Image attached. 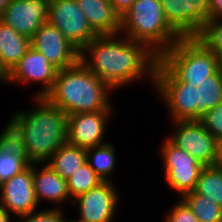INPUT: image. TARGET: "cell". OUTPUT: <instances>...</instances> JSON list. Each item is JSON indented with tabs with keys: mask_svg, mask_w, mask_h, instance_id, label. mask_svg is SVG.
I'll return each mask as SVG.
<instances>
[{
	"mask_svg": "<svg viewBox=\"0 0 222 222\" xmlns=\"http://www.w3.org/2000/svg\"><path fill=\"white\" fill-rule=\"evenodd\" d=\"M158 60L159 56L147 45L120 33L97 35L79 52V61L114 90L141 77L154 85Z\"/></svg>",
	"mask_w": 222,
	"mask_h": 222,
	"instance_id": "6da1fadb",
	"label": "cell"
},
{
	"mask_svg": "<svg viewBox=\"0 0 222 222\" xmlns=\"http://www.w3.org/2000/svg\"><path fill=\"white\" fill-rule=\"evenodd\" d=\"M36 108L14 112L9 122L21 135L32 163H45L67 141L68 115L45 97H35Z\"/></svg>",
	"mask_w": 222,
	"mask_h": 222,
	"instance_id": "7a4b0ae2",
	"label": "cell"
},
{
	"mask_svg": "<svg viewBox=\"0 0 222 222\" xmlns=\"http://www.w3.org/2000/svg\"><path fill=\"white\" fill-rule=\"evenodd\" d=\"M114 89L89 71L80 61L58 70L51 90L44 96L67 115L113 110L108 96ZM110 100V101H109Z\"/></svg>",
	"mask_w": 222,
	"mask_h": 222,
	"instance_id": "3957f363",
	"label": "cell"
},
{
	"mask_svg": "<svg viewBox=\"0 0 222 222\" xmlns=\"http://www.w3.org/2000/svg\"><path fill=\"white\" fill-rule=\"evenodd\" d=\"M120 34L160 56L182 37L168 24L160 0H135L121 17Z\"/></svg>",
	"mask_w": 222,
	"mask_h": 222,
	"instance_id": "277c9868",
	"label": "cell"
},
{
	"mask_svg": "<svg viewBox=\"0 0 222 222\" xmlns=\"http://www.w3.org/2000/svg\"><path fill=\"white\" fill-rule=\"evenodd\" d=\"M159 61L180 81L199 87L220 68L219 56L196 38H181L159 56Z\"/></svg>",
	"mask_w": 222,
	"mask_h": 222,
	"instance_id": "5b68a950",
	"label": "cell"
},
{
	"mask_svg": "<svg viewBox=\"0 0 222 222\" xmlns=\"http://www.w3.org/2000/svg\"><path fill=\"white\" fill-rule=\"evenodd\" d=\"M153 87L167 105L172 121L198 120V87L180 82L159 60Z\"/></svg>",
	"mask_w": 222,
	"mask_h": 222,
	"instance_id": "8992f818",
	"label": "cell"
},
{
	"mask_svg": "<svg viewBox=\"0 0 222 222\" xmlns=\"http://www.w3.org/2000/svg\"><path fill=\"white\" fill-rule=\"evenodd\" d=\"M175 133L167 139L175 146L190 154L203 166L217 165L220 142L214 138L199 120L172 121Z\"/></svg>",
	"mask_w": 222,
	"mask_h": 222,
	"instance_id": "52a82bcc",
	"label": "cell"
},
{
	"mask_svg": "<svg viewBox=\"0 0 222 222\" xmlns=\"http://www.w3.org/2000/svg\"><path fill=\"white\" fill-rule=\"evenodd\" d=\"M164 176L179 197L194 191L203 165L190 154L171 143L167 138L161 146Z\"/></svg>",
	"mask_w": 222,
	"mask_h": 222,
	"instance_id": "ba28073f",
	"label": "cell"
},
{
	"mask_svg": "<svg viewBox=\"0 0 222 222\" xmlns=\"http://www.w3.org/2000/svg\"><path fill=\"white\" fill-rule=\"evenodd\" d=\"M48 22L57 27L79 52L97 36L77 0H50Z\"/></svg>",
	"mask_w": 222,
	"mask_h": 222,
	"instance_id": "9c48e42d",
	"label": "cell"
},
{
	"mask_svg": "<svg viewBox=\"0 0 222 222\" xmlns=\"http://www.w3.org/2000/svg\"><path fill=\"white\" fill-rule=\"evenodd\" d=\"M168 24L182 37H195L209 20V0H160Z\"/></svg>",
	"mask_w": 222,
	"mask_h": 222,
	"instance_id": "30bf717a",
	"label": "cell"
},
{
	"mask_svg": "<svg viewBox=\"0 0 222 222\" xmlns=\"http://www.w3.org/2000/svg\"><path fill=\"white\" fill-rule=\"evenodd\" d=\"M119 193L111 181H103L95 188L72 200L78 206V222H113L119 209Z\"/></svg>",
	"mask_w": 222,
	"mask_h": 222,
	"instance_id": "8fae6325",
	"label": "cell"
},
{
	"mask_svg": "<svg viewBox=\"0 0 222 222\" xmlns=\"http://www.w3.org/2000/svg\"><path fill=\"white\" fill-rule=\"evenodd\" d=\"M0 208L11 215H28L39 206L33 185V163L0 185Z\"/></svg>",
	"mask_w": 222,
	"mask_h": 222,
	"instance_id": "7c38bea8",
	"label": "cell"
},
{
	"mask_svg": "<svg viewBox=\"0 0 222 222\" xmlns=\"http://www.w3.org/2000/svg\"><path fill=\"white\" fill-rule=\"evenodd\" d=\"M31 47L41 52L58 70L72 67L79 61V51L49 22L34 33Z\"/></svg>",
	"mask_w": 222,
	"mask_h": 222,
	"instance_id": "4fadbf2b",
	"label": "cell"
},
{
	"mask_svg": "<svg viewBox=\"0 0 222 222\" xmlns=\"http://www.w3.org/2000/svg\"><path fill=\"white\" fill-rule=\"evenodd\" d=\"M58 69L36 49L30 47L19 63L6 76L5 82L22 84L40 83L42 89L35 92V97H44L52 88Z\"/></svg>",
	"mask_w": 222,
	"mask_h": 222,
	"instance_id": "5bb4252c",
	"label": "cell"
},
{
	"mask_svg": "<svg viewBox=\"0 0 222 222\" xmlns=\"http://www.w3.org/2000/svg\"><path fill=\"white\" fill-rule=\"evenodd\" d=\"M49 11L50 0H11L0 20L31 39L48 22Z\"/></svg>",
	"mask_w": 222,
	"mask_h": 222,
	"instance_id": "9a60e30c",
	"label": "cell"
},
{
	"mask_svg": "<svg viewBox=\"0 0 222 222\" xmlns=\"http://www.w3.org/2000/svg\"><path fill=\"white\" fill-rule=\"evenodd\" d=\"M112 110L68 115L67 141L84 149L105 144L106 122Z\"/></svg>",
	"mask_w": 222,
	"mask_h": 222,
	"instance_id": "2e32d148",
	"label": "cell"
},
{
	"mask_svg": "<svg viewBox=\"0 0 222 222\" xmlns=\"http://www.w3.org/2000/svg\"><path fill=\"white\" fill-rule=\"evenodd\" d=\"M88 24L97 35H114L121 31V17L109 0H77Z\"/></svg>",
	"mask_w": 222,
	"mask_h": 222,
	"instance_id": "e0dca14e",
	"label": "cell"
},
{
	"mask_svg": "<svg viewBox=\"0 0 222 222\" xmlns=\"http://www.w3.org/2000/svg\"><path fill=\"white\" fill-rule=\"evenodd\" d=\"M37 165L42 166L39 171L36 168ZM33 185L38 203L46 199L50 203L61 204L71 198L67 181L60 177L47 163H33Z\"/></svg>",
	"mask_w": 222,
	"mask_h": 222,
	"instance_id": "ac0fdd59",
	"label": "cell"
},
{
	"mask_svg": "<svg viewBox=\"0 0 222 222\" xmlns=\"http://www.w3.org/2000/svg\"><path fill=\"white\" fill-rule=\"evenodd\" d=\"M31 47V39L0 20V71L7 76Z\"/></svg>",
	"mask_w": 222,
	"mask_h": 222,
	"instance_id": "d6986e66",
	"label": "cell"
},
{
	"mask_svg": "<svg viewBox=\"0 0 222 222\" xmlns=\"http://www.w3.org/2000/svg\"><path fill=\"white\" fill-rule=\"evenodd\" d=\"M85 162L86 149L67 142L45 163H47L60 177L67 180Z\"/></svg>",
	"mask_w": 222,
	"mask_h": 222,
	"instance_id": "ffe728a7",
	"label": "cell"
},
{
	"mask_svg": "<svg viewBox=\"0 0 222 222\" xmlns=\"http://www.w3.org/2000/svg\"><path fill=\"white\" fill-rule=\"evenodd\" d=\"M86 162L103 181H111L109 177L116 167L114 146L106 142L86 149Z\"/></svg>",
	"mask_w": 222,
	"mask_h": 222,
	"instance_id": "44dd1931",
	"label": "cell"
},
{
	"mask_svg": "<svg viewBox=\"0 0 222 222\" xmlns=\"http://www.w3.org/2000/svg\"><path fill=\"white\" fill-rule=\"evenodd\" d=\"M194 192L212 199L222 208V168L218 164L204 166Z\"/></svg>",
	"mask_w": 222,
	"mask_h": 222,
	"instance_id": "7402d4cb",
	"label": "cell"
},
{
	"mask_svg": "<svg viewBox=\"0 0 222 222\" xmlns=\"http://www.w3.org/2000/svg\"><path fill=\"white\" fill-rule=\"evenodd\" d=\"M181 199L188 205L199 222H222V208L212 199L194 191L186 193Z\"/></svg>",
	"mask_w": 222,
	"mask_h": 222,
	"instance_id": "603a6c76",
	"label": "cell"
},
{
	"mask_svg": "<svg viewBox=\"0 0 222 222\" xmlns=\"http://www.w3.org/2000/svg\"><path fill=\"white\" fill-rule=\"evenodd\" d=\"M198 120L209 109L222 103V67L198 87Z\"/></svg>",
	"mask_w": 222,
	"mask_h": 222,
	"instance_id": "cb8c5ba5",
	"label": "cell"
},
{
	"mask_svg": "<svg viewBox=\"0 0 222 222\" xmlns=\"http://www.w3.org/2000/svg\"><path fill=\"white\" fill-rule=\"evenodd\" d=\"M68 191L72 200L81 194L95 188L103 182L97 173L88 165L83 163L78 170L67 180Z\"/></svg>",
	"mask_w": 222,
	"mask_h": 222,
	"instance_id": "d4e9b609",
	"label": "cell"
},
{
	"mask_svg": "<svg viewBox=\"0 0 222 222\" xmlns=\"http://www.w3.org/2000/svg\"><path fill=\"white\" fill-rule=\"evenodd\" d=\"M194 38L206 49L218 54L222 67V20H207Z\"/></svg>",
	"mask_w": 222,
	"mask_h": 222,
	"instance_id": "484cf974",
	"label": "cell"
},
{
	"mask_svg": "<svg viewBox=\"0 0 222 222\" xmlns=\"http://www.w3.org/2000/svg\"><path fill=\"white\" fill-rule=\"evenodd\" d=\"M0 150L5 154L22 158L28 165L32 164L26 153L21 135L9 122L0 133Z\"/></svg>",
	"mask_w": 222,
	"mask_h": 222,
	"instance_id": "4316f807",
	"label": "cell"
},
{
	"mask_svg": "<svg viewBox=\"0 0 222 222\" xmlns=\"http://www.w3.org/2000/svg\"><path fill=\"white\" fill-rule=\"evenodd\" d=\"M28 166L22 158L5 154L0 150V185L21 173Z\"/></svg>",
	"mask_w": 222,
	"mask_h": 222,
	"instance_id": "83f0119b",
	"label": "cell"
},
{
	"mask_svg": "<svg viewBox=\"0 0 222 222\" xmlns=\"http://www.w3.org/2000/svg\"><path fill=\"white\" fill-rule=\"evenodd\" d=\"M199 121L214 138L222 141V103L207 110Z\"/></svg>",
	"mask_w": 222,
	"mask_h": 222,
	"instance_id": "f1b7e54d",
	"label": "cell"
},
{
	"mask_svg": "<svg viewBox=\"0 0 222 222\" xmlns=\"http://www.w3.org/2000/svg\"><path fill=\"white\" fill-rule=\"evenodd\" d=\"M164 222H199L188 205L181 199L165 216Z\"/></svg>",
	"mask_w": 222,
	"mask_h": 222,
	"instance_id": "f546056e",
	"label": "cell"
},
{
	"mask_svg": "<svg viewBox=\"0 0 222 222\" xmlns=\"http://www.w3.org/2000/svg\"><path fill=\"white\" fill-rule=\"evenodd\" d=\"M63 212L64 211H62V209L56 207L41 210L39 212L34 211L28 215H23L18 218H21L20 222H58L59 218L64 214Z\"/></svg>",
	"mask_w": 222,
	"mask_h": 222,
	"instance_id": "4dcf8cb0",
	"label": "cell"
},
{
	"mask_svg": "<svg viewBox=\"0 0 222 222\" xmlns=\"http://www.w3.org/2000/svg\"><path fill=\"white\" fill-rule=\"evenodd\" d=\"M209 19L222 20V0H209Z\"/></svg>",
	"mask_w": 222,
	"mask_h": 222,
	"instance_id": "1f68e13d",
	"label": "cell"
},
{
	"mask_svg": "<svg viewBox=\"0 0 222 222\" xmlns=\"http://www.w3.org/2000/svg\"><path fill=\"white\" fill-rule=\"evenodd\" d=\"M115 11L122 17L132 6L135 0H109Z\"/></svg>",
	"mask_w": 222,
	"mask_h": 222,
	"instance_id": "d6a6232c",
	"label": "cell"
},
{
	"mask_svg": "<svg viewBox=\"0 0 222 222\" xmlns=\"http://www.w3.org/2000/svg\"><path fill=\"white\" fill-rule=\"evenodd\" d=\"M10 213L3 208H0V222H10Z\"/></svg>",
	"mask_w": 222,
	"mask_h": 222,
	"instance_id": "836d02e7",
	"label": "cell"
},
{
	"mask_svg": "<svg viewBox=\"0 0 222 222\" xmlns=\"http://www.w3.org/2000/svg\"><path fill=\"white\" fill-rule=\"evenodd\" d=\"M11 0H0V17L2 16L4 9L9 5Z\"/></svg>",
	"mask_w": 222,
	"mask_h": 222,
	"instance_id": "e575fe53",
	"label": "cell"
},
{
	"mask_svg": "<svg viewBox=\"0 0 222 222\" xmlns=\"http://www.w3.org/2000/svg\"><path fill=\"white\" fill-rule=\"evenodd\" d=\"M218 165L222 168V141H220V149H219V161Z\"/></svg>",
	"mask_w": 222,
	"mask_h": 222,
	"instance_id": "d590c367",
	"label": "cell"
},
{
	"mask_svg": "<svg viewBox=\"0 0 222 222\" xmlns=\"http://www.w3.org/2000/svg\"><path fill=\"white\" fill-rule=\"evenodd\" d=\"M65 215L63 214L60 218H59V221L58 222H77V221H74V220H66V217Z\"/></svg>",
	"mask_w": 222,
	"mask_h": 222,
	"instance_id": "8d00e7d4",
	"label": "cell"
},
{
	"mask_svg": "<svg viewBox=\"0 0 222 222\" xmlns=\"http://www.w3.org/2000/svg\"><path fill=\"white\" fill-rule=\"evenodd\" d=\"M6 79V76L0 71V83H4Z\"/></svg>",
	"mask_w": 222,
	"mask_h": 222,
	"instance_id": "74e56055",
	"label": "cell"
}]
</instances>
